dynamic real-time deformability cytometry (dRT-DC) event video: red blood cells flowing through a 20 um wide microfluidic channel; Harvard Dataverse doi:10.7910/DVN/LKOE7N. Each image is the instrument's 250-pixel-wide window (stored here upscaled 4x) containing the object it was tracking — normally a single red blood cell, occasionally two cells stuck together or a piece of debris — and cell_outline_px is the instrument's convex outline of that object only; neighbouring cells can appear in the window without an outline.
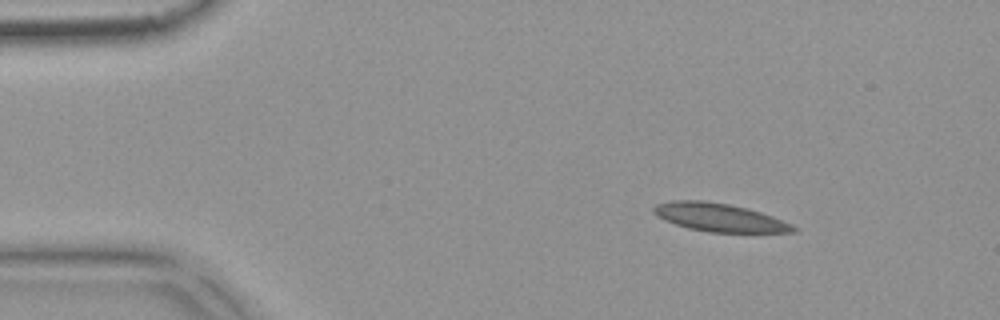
{"species": "common noctule bat (a hibernating species)", "species_latin": "Nyctalus noctula", "temperature_condition": "warm", "stored_images_in_passage": 53, "camera_frame_rate_fps": 3000, "um_per_image_px": 0.085, "animal": {"sex": "female", "body_mass_g": 18.4}, "frame": {"image": 1, "passage_image": 7, "time_ms": 2.0, "image_size_px": [1000, 320], "cell_outline_px": [[800, 228], [796, 232], [708, 232], [688, 228], [664, 220], [656, 216], [652, 212], [652, 208], [656, 204], [672, 200], [704, 200], [728, 204], [748, 208], [772, 216], [792, 224]], "centroid_in_image_um": [61.13, 18.48], "position_along_channel_um": 23.9, "area_um2": 23.06}}
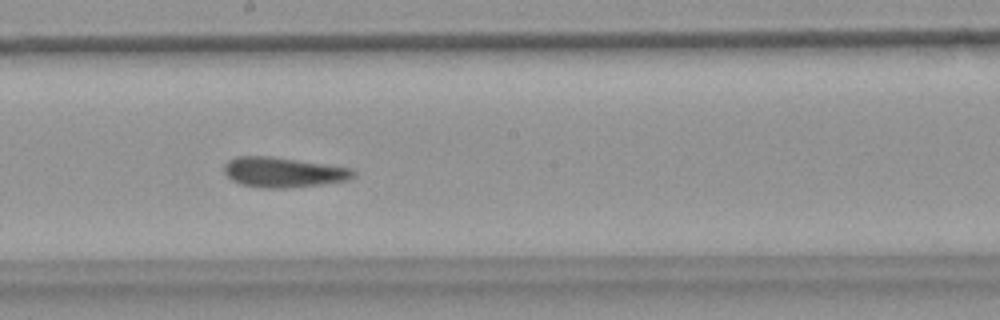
{"frame": {"image": 2, "passage_image": 29, "time_ms": 9.333, "image_size_px": [1000, 320], "cell_outline_px": [[356, 176], [348, 180], [292, 188], [260, 188], [240, 184], [232, 180], [224, 172], [224, 164], [228, 160], [240, 156], [272, 156], [356, 168]], "centroid_in_image_um": [24.12, 14.64], "position_along_channel_um": 224.1, "area_um2": 23.0}}
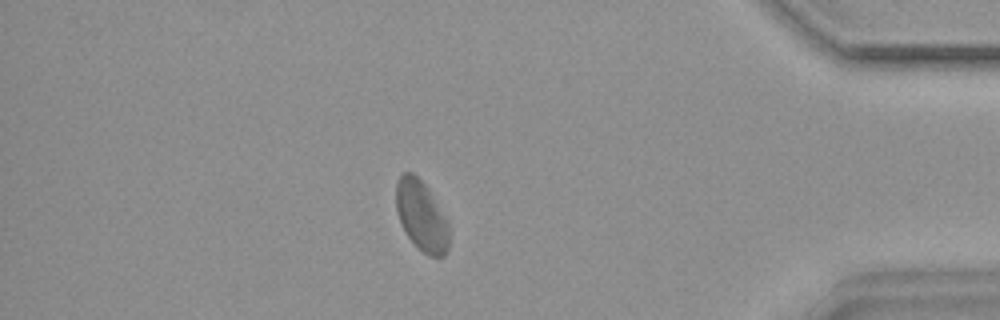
{"frame": {"image": 3, "passage_image": 46, "time_ms": 15.0, "image_size_px": [1000, 320], "cell_outline_px": [[448, 248], [444, 256], [428, 256], [408, 236], [400, 224], [396, 212], [396, 180], [404, 172], [412, 172], [428, 188], [448, 220]], "centroid_in_image_um": [35.81, 18.32], "position_along_channel_um": 399.4, "area_um2": 21.62}, "authors_computed_cell_mechanics": {"area_um2": 23.0622, "velocity_mm_per_s": 3.7452, "shape_relaxation_time_tau1_ms": null, "shape_relaxation_time_tau2_ms": 4.9994, "deformation_change_tau1": null, "deformation_change_tau2": 0.1031}}